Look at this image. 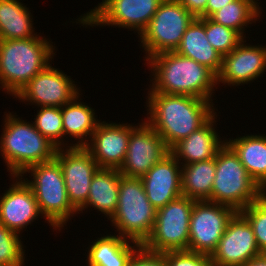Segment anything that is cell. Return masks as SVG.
I'll list each match as a JSON object with an SVG mask.
<instances>
[{"mask_svg":"<svg viewBox=\"0 0 266 266\" xmlns=\"http://www.w3.org/2000/svg\"><path fill=\"white\" fill-rule=\"evenodd\" d=\"M163 0H102L86 14L76 19V24L83 27L115 26L141 33ZM99 25V26H98ZM133 29V30H132ZM136 31V32H135Z\"/></svg>","mask_w":266,"mask_h":266,"instance_id":"9c48e42d","label":"cell"},{"mask_svg":"<svg viewBox=\"0 0 266 266\" xmlns=\"http://www.w3.org/2000/svg\"><path fill=\"white\" fill-rule=\"evenodd\" d=\"M216 172L214 159L181 165L182 195L195 201L211 202V191Z\"/></svg>","mask_w":266,"mask_h":266,"instance_id":"4316f807","label":"cell"},{"mask_svg":"<svg viewBox=\"0 0 266 266\" xmlns=\"http://www.w3.org/2000/svg\"><path fill=\"white\" fill-rule=\"evenodd\" d=\"M0 266H23V265H2L0 264Z\"/></svg>","mask_w":266,"mask_h":266,"instance_id":"74e56055","label":"cell"},{"mask_svg":"<svg viewBox=\"0 0 266 266\" xmlns=\"http://www.w3.org/2000/svg\"><path fill=\"white\" fill-rule=\"evenodd\" d=\"M128 266H167L165 254L153 252L142 245L134 252Z\"/></svg>","mask_w":266,"mask_h":266,"instance_id":"836d02e7","label":"cell"},{"mask_svg":"<svg viewBox=\"0 0 266 266\" xmlns=\"http://www.w3.org/2000/svg\"><path fill=\"white\" fill-rule=\"evenodd\" d=\"M177 1H179L195 18H206V5L208 0Z\"/></svg>","mask_w":266,"mask_h":266,"instance_id":"e575fe53","label":"cell"},{"mask_svg":"<svg viewBox=\"0 0 266 266\" xmlns=\"http://www.w3.org/2000/svg\"><path fill=\"white\" fill-rule=\"evenodd\" d=\"M136 126L100 121L84 148L99 168L119 170L126 158L130 132Z\"/></svg>","mask_w":266,"mask_h":266,"instance_id":"2e32d148","label":"cell"},{"mask_svg":"<svg viewBox=\"0 0 266 266\" xmlns=\"http://www.w3.org/2000/svg\"><path fill=\"white\" fill-rule=\"evenodd\" d=\"M228 139L226 143L238 155L248 174L266 192V135L248 134Z\"/></svg>","mask_w":266,"mask_h":266,"instance_id":"d4e9b609","label":"cell"},{"mask_svg":"<svg viewBox=\"0 0 266 266\" xmlns=\"http://www.w3.org/2000/svg\"><path fill=\"white\" fill-rule=\"evenodd\" d=\"M167 266H214L209 255L189 251L164 252Z\"/></svg>","mask_w":266,"mask_h":266,"instance_id":"d6a6232c","label":"cell"},{"mask_svg":"<svg viewBox=\"0 0 266 266\" xmlns=\"http://www.w3.org/2000/svg\"><path fill=\"white\" fill-rule=\"evenodd\" d=\"M133 245V246H132ZM141 244L121 237L106 234L98 237L87 247V266H128L134 252Z\"/></svg>","mask_w":266,"mask_h":266,"instance_id":"603a6c76","label":"cell"},{"mask_svg":"<svg viewBox=\"0 0 266 266\" xmlns=\"http://www.w3.org/2000/svg\"><path fill=\"white\" fill-rule=\"evenodd\" d=\"M130 132L126 158L119 169L124 177L141 178L169 153L163 139L145 121Z\"/></svg>","mask_w":266,"mask_h":266,"instance_id":"4fadbf2b","label":"cell"},{"mask_svg":"<svg viewBox=\"0 0 266 266\" xmlns=\"http://www.w3.org/2000/svg\"><path fill=\"white\" fill-rule=\"evenodd\" d=\"M180 167L169 152L140 178L147 199L157 210L182 196Z\"/></svg>","mask_w":266,"mask_h":266,"instance_id":"d6986e66","label":"cell"},{"mask_svg":"<svg viewBox=\"0 0 266 266\" xmlns=\"http://www.w3.org/2000/svg\"><path fill=\"white\" fill-rule=\"evenodd\" d=\"M175 52L206 66L216 76L221 70L222 56L208 42L205 33V18L193 20Z\"/></svg>","mask_w":266,"mask_h":266,"instance_id":"44dd1931","label":"cell"},{"mask_svg":"<svg viewBox=\"0 0 266 266\" xmlns=\"http://www.w3.org/2000/svg\"><path fill=\"white\" fill-rule=\"evenodd\" d=\"M145 63L152 73L150 77L153 76L148 92L187 95L213 101L217 76L206 66L175 51L156 54Z\"/></svg>","mask_w":266,"mask_h":266,"instance_id":"7a4b0ae2","label":"cell"},{"mask_svg":"<svg viewBox=\"0 0 266 266\" xmlns=\"http://www.w3.org/2000/svg\"><path fill=\"white\" fill-rule=\"evenodd\" d=\"M121 173L118 169L99 168L92 177L86 204L78 214L90 207L103 213L108 220L116 212ZM80 212V213H79Z\"/></svg>","mask_w":266,"mask_h":266,"instance_id":"cb8c5ba5","label":"cell"},{"mask_svg":"<svg viewBox=\"0 0 266 266\" xmlns=\"http://www.w3.org/2000/svg\"><path fill=\"white\" fill-rule=\"evenodd\" d=\"M205 33L208 42L223 57L235 49L244 38L235 30L205 18Z\"/></svg>","mask_w":266,"mask_h":266,"instance_id":"f546056e","label":"cell"},{"mask_svg":"<svg viewBox=\"0 0 266 266\" xmlns=\"http://www.w3.org/2000/svg\"><path fill=\"white\" fill-rule=\"evenodd\" d=\"M236 213L224 204L196 201L190 216L188 250L211 256Z\"/></svg>","mask_w":266,"mask_h":266,"instance_id":"8fae6325","label":"cell"},{"mask_svg":"<svg viewBox=\"0 0 266 266\" xmlns=\"http://www.w3.org/2000/svg\"><path fill=\"white\" fill-rule=\"evenodd\" d=\"M261 254L252 226L237 212L210 257L214 266H243Z\"/></svg>","mask_w":266,"mask_h":266,"instance_id":"9a60e30c","label":"cell"},{"mask_svg":"<svg viewBox=\"0 0 266 266\" xmlns=\"http://www.w3.org/2000/svg\"><path fill=\"white\" fill-rule=\"evenodd\" d=\"M240 213L253 228L256 244L261 253H266V193Z\"/></svg>","mask_w":266,"mask_h":266,"instance_id":"1f68e13d","label":"cell"},{"mask_svg":"<svg viewBox=\"0 0 266 266\" xmlns=\"http://www.w3.org/2000/svg\"><path fill=\"white\" fill-rule=\"evenodd\" d=\"M82 93L61 107L64 138H74L70 147H84L101 120L97 119L96 110L87 103L82 102Z\"/></svg>","mask_w":266,"mask_h":266,"instance_id":"7402d4cb","label":"cell"},{"mask_svg":"<svg viewBox=\"0 0 266 266\" xmlns=\"http://www.w3.org/2000/svg\"><path fill=\"white\" fill-rule=\"evenodd\" d=\"M33 122L35 128L52 142L58 149L69 148L64 138L61 107H38ZM63 137V138H62ZM65 140V141H64Z\"/></svg>","mask_w":266,"mask_h":266,"instance_id":"f1b7e54d","label":"cell"},{"mask_svg":"<svg viewBox=\"0 0 266 266\" xmlns=\"http://www.w3.org/2000/svg\"><path fill=\"white\" fill-rule=\"evenodd\" d=\"M13 182L0 195V222L20 235L42 214L32 189L20 176H12ZM16 178V179H15Z\"/></svg>","mask_w":266,"mask_h":266,"instance_id":"ac0fdd59","label":"cell"},{"mask_svg":"<svg viewBox=\"0 0 266 266\" xmlns=\"http://www.w3.org/2000/svg\"><path fill=\"white\" fill-rule=\"evenodd\" d=\"M27 173L31 174L32 180L24 179ZM20 177L32 189L41 218H45L53 231L60 232L69 219L77 215L68 198L61 166L55 158L28 167Z\"/></svg>","mask_w":266,"mask_h":266,"instance_id":"5b68a950","label":"cell"},{"mask_svg":"<svg viewBox=\"0 0 266 266\" xmlns=\"http://www.w3.org/2000/svg\"><path fill=\"white\" fill-rule=\"evenodd\" d=\"M216 114L170 149L169 152L181 165L214 159L218 150L226 143L215 130L214 125L219 116Z\"/></svg>","mask_w":266,"mask_h":266,"instance_id":"ffe728a7","label":"cell"},{"mask_svg":"<svg viewBox=\"0 0 266 266\" xmlns=\"http://www.w3.org/2000/svg\"><path fill=\"white\" fill-rule=\"evenodd\" d=\"M71 78L59 68L52 67L51 63L13 98L38 107H62L81 93Z\"/></svg>","mask_w":266,"mask_h":266,"instance_id":"7c38bea8","label":"cell"},{"mask_svg":"<svg viewBox=\"0 0 266 266\" xmlns=\"http://www.w3.org/2000/svg\"><path fill=\"white\" fill-rule=\"evenodd\" d=\"M243 266H266V253H262L261 255L254 257Z\"/></svg>","mask_w":266,"mask_h":266,"instance_id":"8d00e7d4","label":"cell"},{"mask_svg":"<svg viewBox=\"0 0 266 266\" xmlns=\"http://www.w3.org/2000/svg\"><path fill=\"white\" fill-rule=\"evenodd\" d=\"M195 202L182 195L159 208L151 234L142 246L160 253L188 250L190 216Z\"/></svg>","mask_w":266,"mask_h":266,"instance_id":"30bf717a","label":"cell"},{"mask_svg":"<svg viewBox=\"0 0 266 266\" xmlns=\"http://www.w3.org/2000/svg\"><path fill=\"white\" fill-rule=\"evenodd\" d=\"M147 94L148 116L145 121L163 139L169 150L216 113L214 101L187 95Z\"/></svg>","mask_w":266,"mask_h":266,"instance_id":"6da1fadb","label":"cell"},{"mask_svg":"<svg viewBox=\"0 0 266 266\" xmlns=\"http://www.w3.org/2000/svg\"><path fill=\"white\" fill-rule=\"evenodd\" d=\"M258 1L259 0H234L222 7L219 11H216L210 19L237 31L245 39V28L260 20L262 11H264L261 5L259 7L260 2L258 3Z\"/></svg>","mask_w":266,"mask_h":266,"instance_id":"83f0119b","label":"cell"},{"mask_svg":"<svg viewBox=\"0 0 266 266\" xmlns=\"http://www.w3.org/2000/svg\"><path fill=\"white\" fill-rule=\"evenodd\" d=\"M53 42L37 35L29 39L0 40V90L15 97L56 55Z\"/></svg>","mask_w":266,"mask_h":266,"instance_id":"3957f363","label":"cell"},{"mask_svg":"<svg viewBox=\"0 0 266 266\" xmlns=\"http://www.w3.org/2000/svg\"><path fill=\"white\" fill-rule=\"evenodd\" d=\"M156 212L141 179L121 176L116 212L110 219L118 235L142 245L151 234Z\"/></svg>","mask_w":266,"mask_h":266,"instance_id":"52a82bcc","label":"cell"},{"mask_svg":"<svg viewBox=\"0 0 266 266\" xmlns=\"http://www.w3.org/2000/svg\"><path fill=\"white\" fill-rule=\"evenodd\" d=\"M244 39L235 49L222 57L217 84L241 86L263 76L266 71V46L250 45Z\"/></svg>","mask_w":266,"mask_h":266,"instance_id":"e0dca14e","label":"cell"},{"mask_svg":"<svg viewBox=\"0 0 266 266\" xmlns=\"http://www.w3.org/2000/svg\"><path fill=\"white\" fill-rule=\"evenodd\" d=\"M195 17L177 0H163L141 33L145 61L162 52L175 51Z\"/></svg>","mask_w":266,"mask_h":266,"instance_id":"ba28073f","label":"cell"},{"mask_svg":"<svg viewBox=\"0 0 266 266\" xmlns=\"http://www.w3.org/2000/svg\"><path fill=\"white\" fill-rule=\"evenodd\" d=\"M55 159L61 166L69 201L78 212L86 204L92 177L99 166L84 147L59 148Z\"/></svg>","mask_w":266,"mask_h":266,"instance_id":"5bb4252c","label":"cell"},{"mask_svg":"<svg viewBox=\"0 0 266 266\" xmlns=\"http://www.w3.org/2000/svg\"><path fill=\"white\" fill-rule=\"evenodd\" d=\"M234 0H208L206 5V18H210L216 11Z\"/></svg>","mask_w":266,"mask_h":266,"instance_id":"d590c367","label":"cell"},{"mask_svg":"<svg viewBox=\"0 0 266 266\" xmlns=\"http://www.w3.org/2000/svg\"><path fill=\"white\" fill-rule=\"evenodd\" d=\"M265 193L248 174L238 155L225 143L216 154L211 202L230 206L240 212Z\"/></svg>","mask_w":266,"mask_h":266,"instance_id":"8992f818","label":"cell"},{"mask_svg":"<svg viewBox=\"0 0 266 266\" xmlns=\"http://www.w3.org/2000/svg\"><path fill=\"white\" fill-rule=\"evenodd\" d=\"M20 0H0V40L29 39L37 36L33 16Z\"/></svg>","mask_w":266,"mask_h":266,"instance_id":"484cf974","label":"cell"},{"mask_svg":"<svg viewBox=\"0 0 266 266\" xmlns=\"http://www.w3.org/2000/svg\"><path fill=\"white\" fill-rule=\"evenodd\" d=\"M19 236L0 222V264L25 265V246Z\"/></svg>","mask_w":266,"mask_h":266,"instance_id":"4dcf8cb0","label":"cell"},{"mask_svg":"<svg viewBox=\"0 0 266 266\" xmlns=\"http://www.w3.org/2000/svg\"><path fill=\"white\" fill-rule=\"evenodd\" d=\"M15 114L4 113L0 137V155L11 177L20 176L34 164L52 160L58 149L35 128L33 122Z\"/></svg>","mask_w":266,"mask_h":266,"instance_id":"277c9868","label":"cell"}]
</instances>
